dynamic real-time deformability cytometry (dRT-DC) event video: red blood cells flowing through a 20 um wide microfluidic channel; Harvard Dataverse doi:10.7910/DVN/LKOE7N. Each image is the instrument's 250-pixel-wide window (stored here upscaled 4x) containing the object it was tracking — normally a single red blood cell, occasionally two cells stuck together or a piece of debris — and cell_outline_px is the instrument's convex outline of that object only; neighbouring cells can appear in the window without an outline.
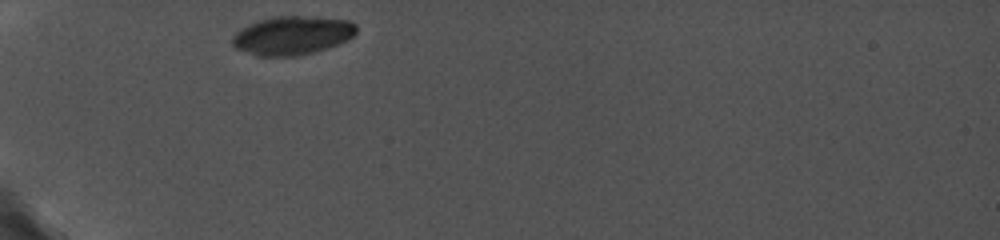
{"species": "common noctule bat (a hibernating species)", "species_latin": "Nyctalus noctula", "temperature_condition": "cold", "stored_images_in_passage": 2, "camera_frame_rate_fps": 5000, "um_per_image_px": 0.085, "animal": {"sex": "female", "body_mass_g": 19.0, "forearm_length_mm": 56.7}, "frame": {"image": 1, "passage_image": 1, "time_ms": 0.0, "image_size_px": [1000, 240], "cell_outline_px": [[356, 32], [348, 40], [328, 48], [296, 56], [256, 56], [236, 48], [232, 44], [232, 36], [236, 32], [260, 20], [276, 16], [316, 16], [352, 20], [356, 24]], "centroid_in_image_um": [24.89, 3.01], "position_along_channel_um": 60.1, "area_um2": 27.98}}